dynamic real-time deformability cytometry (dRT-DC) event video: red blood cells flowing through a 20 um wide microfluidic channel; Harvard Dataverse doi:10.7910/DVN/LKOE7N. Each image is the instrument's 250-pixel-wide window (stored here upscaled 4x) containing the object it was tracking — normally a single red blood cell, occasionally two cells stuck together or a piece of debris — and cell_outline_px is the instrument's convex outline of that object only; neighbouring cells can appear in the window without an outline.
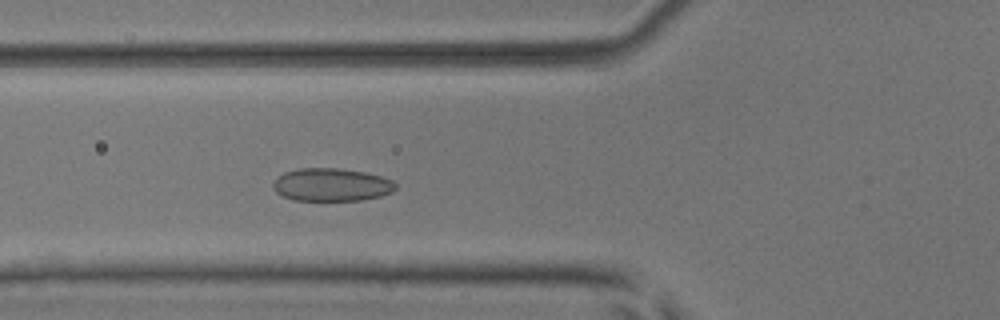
{"species": "common noctule bat (a hibernating species)", "species_latin": "Nyctalus noctula", "temperature_condition": "room temperature", "stored_images_in_passage": 50, "camera_frame_rate_fps": 3000, "um_per_image_px": 0.085, "animal": {"sex": "male", "body_mass_g": 17.9, "forearm_length_mm": 54.2}, "frame": {"image": 1, "passage_image": 16, "time_ms": 5.0, "image_size_px": [1000, 320], "cell_outline_px": [[396, 188], [392, 192], [380, 196], [360, 200], [292, 200], [276, 192], [272, 188], [272, 184], [276, 176], [284, 172], [300, 168], [336, 168], [364, 172], [380, 176], [392, 180], [396, 184]], "centroid_in_image_um": [28.14, 15.7], "position_along_channel_um": 97.7, "area_um2": 23.52}}
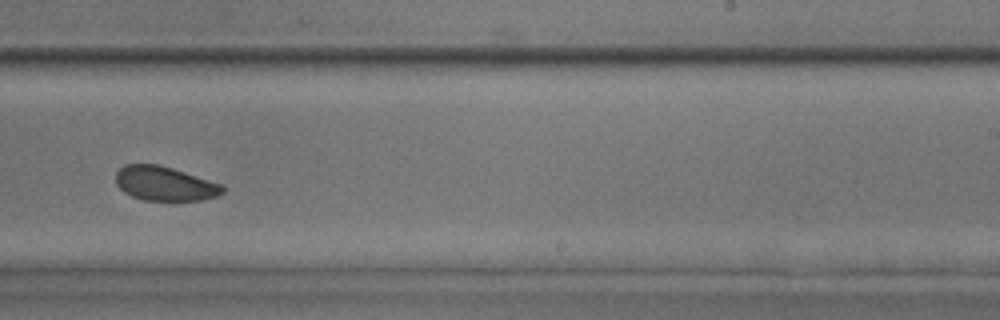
{"frame": {"image": 2, "passage_image": 30, "time_ms": 9.667, "image_size_px": [1000, 320], "cell_outline_px": [[224, 192], [216, 196], [200, 200], [144, 200], [132, 196], [124, 192], [116, 184], [116, 172], [124, 164], [156, 164], [172, 168], [224, 184]], "centroid_in_image_um": [14.01, 15.6], "position_along_channel_um": 275.0, "area_um2": 21.33}}
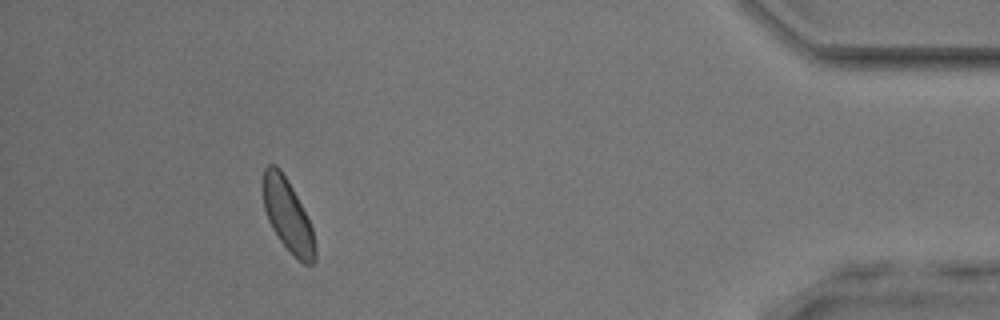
{"frame": {"image": 3, "passage_image": 45, "time_ms": 14.667, "image_size_px": [1000, 320], "cell_outline_px": [[316, 260], [312, 264], [304, 264], [280, 240], [272, 228], [268, 220], [264, 208], [264, 168], [268, 164], [276, 164], [280, 168], [288, 180], [312, 228], [316, 248]], "centroid_in_image_um": [24.46, 18.31], "position_along_channel_um": 410.7, "area_um2": 21.33}, "authors_computed_cell_mechanics": {"area_um2": 22.3397, "velocity_mm_per_s": 3.8097, "shape_relaxation_time_tau1_ms": 1.9308, "shape_relaxation_time_tau2_ms": null, "deformation_change_tau1": 0.0463, "deformation_change_tau2": null}}